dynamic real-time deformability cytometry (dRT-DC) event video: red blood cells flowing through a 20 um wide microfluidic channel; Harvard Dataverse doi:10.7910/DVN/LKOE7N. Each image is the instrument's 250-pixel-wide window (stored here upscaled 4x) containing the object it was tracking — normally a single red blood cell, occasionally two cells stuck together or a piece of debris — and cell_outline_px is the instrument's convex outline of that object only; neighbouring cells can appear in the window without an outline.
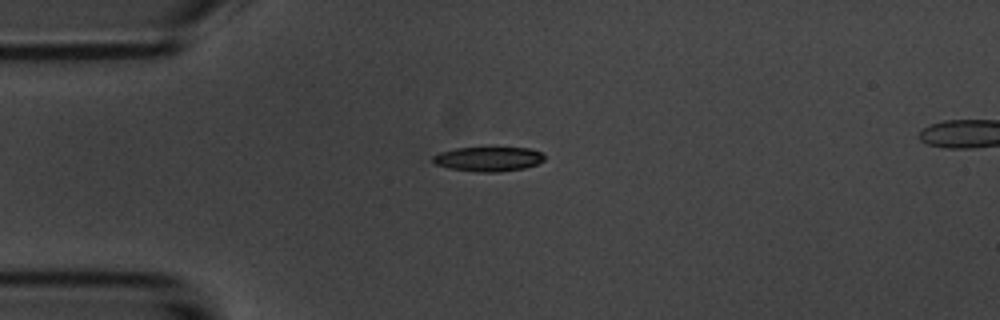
{"species": "common noctule bat (a hibernating species)", "species_latin": "Nyctalus noctula", "temperature_condition": "room temperature", "stored_images_in_passage": 12, "camera_frame_rate_fps": 3000, "um_per_image_px": 0.085, "animal": {"sex": "male", "body_mass_g": 20.1, "forearm_length_mm": 53.5}, "frame": {"image": 1, "passage_image": 3, "time_ms": 3.0, "image_size_px": [1000, 320], "cell_outline_px": [[544, 160], [536, 164], [524, 168], [496, 172], [476, 172], [448, 168], [436, 164], [432, 160], [432, 156], [440, 152], [456, 148], [532, 148], [540, 152], [544, 156]], "centroid_in_image_um": [41.49, 13.52], "position_along_channel_um": 43.5, "area_um2": 15.84}}
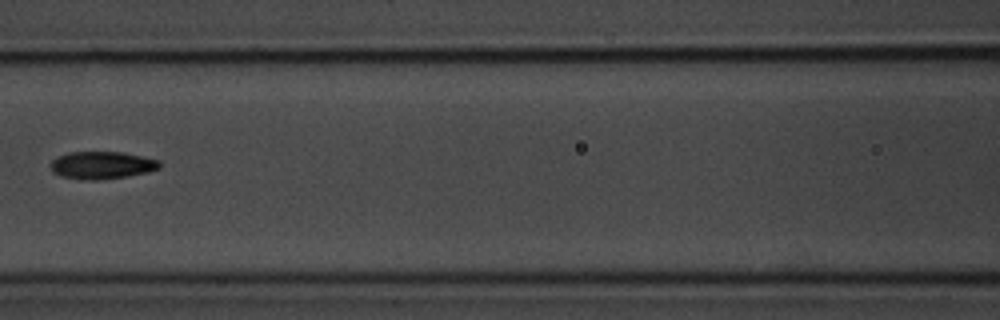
{"frame": {"image": 2, "passage_image": 6, "time_ms": 6.667, "image_size_px": [1000, 320], "cell_outline_px": [[160, 168], [148, 172], [124, 176], [96, 180], [84, 180], [60, 176], [52, 172], [52, 160], [56, 156], [68, 152], [124, 152], [160, 160]], "centroid_in_image_um": [8.65, 14.03], "position_along_channel_um": 158.0, "area_um2": 17.46}}
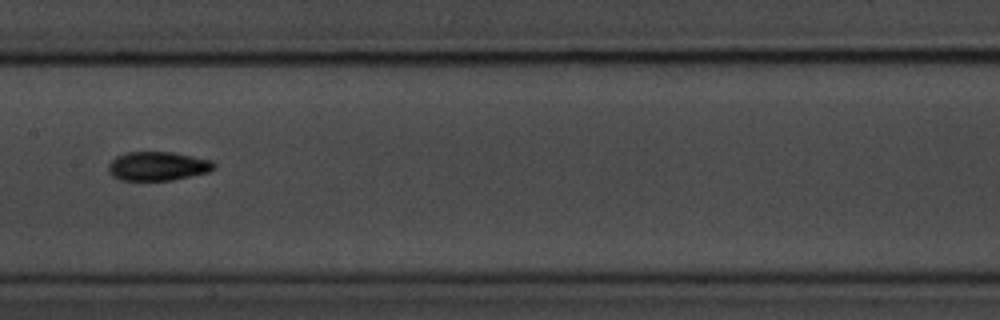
{"frame": {"image": 3, "passage_image": 7, "time_ms": 7.667, "image_size_px": [1000, 320], "cell_outline_px": [[216, 168], [208, 172], [172, 180], [120, 180], [112, 176], [108, 172], [108, 164], [116, 156], [128, 152], [172, 152], [212, 160], [216, 164]], "centroid_in_image_um": [13.41, 14.12], "position_along_channel_um": 194.0, "area_um2": 17.86}, "authors_computed_cell_mechanics": {"area_um2": 17.1666, "velocity_mm_per_s": 3.6178, "shape_relaxation_time_tau1_ms": 2.8863, "shape_relaxation_time_tau2_ms": 4.6531, "deformation_change_tau1": 0.1924, "deformation_change_tau2": 0.1213}}